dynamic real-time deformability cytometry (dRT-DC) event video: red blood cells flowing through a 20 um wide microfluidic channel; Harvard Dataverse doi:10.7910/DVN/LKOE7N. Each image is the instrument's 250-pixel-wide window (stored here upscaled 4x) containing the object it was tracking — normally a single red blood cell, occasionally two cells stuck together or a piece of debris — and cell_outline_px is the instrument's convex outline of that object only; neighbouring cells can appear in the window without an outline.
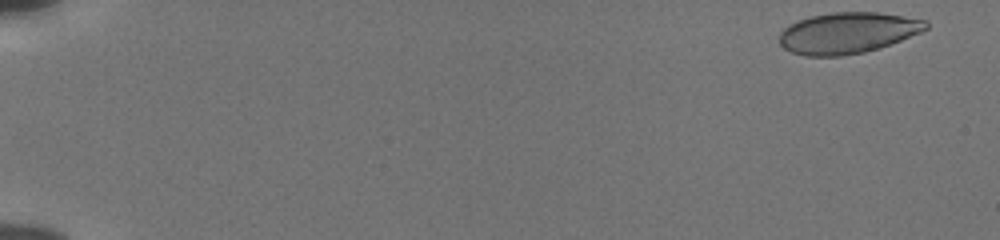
{"species": "human", "species_latin": "Homo sapiens", "temperature_condition": "cold", "stored_images_in_passage": 54, "camera_frame_rate_fps": 3000, "um_per_image_px": 0.085, "donor": {"sex": "male"}, "frame": {"image": 1, "passage_image": 2, "time_ms": 0.333, "image_size_px": [1000, 240], "cell_outline_px": [[928, 28], [920, 32], [880, 48], [864, 52], [840, 56], [804, 56], [792, 52], [784, 48], [780, 44], [780, 32], [784, 28], [800, 20], [812, 16], [832, 12], [876, 12], [928, 20]], "centroid_in_image_um": [72.06, 2.8], "position_along_channel_um": 12.9, "area_um2": 34.85}}
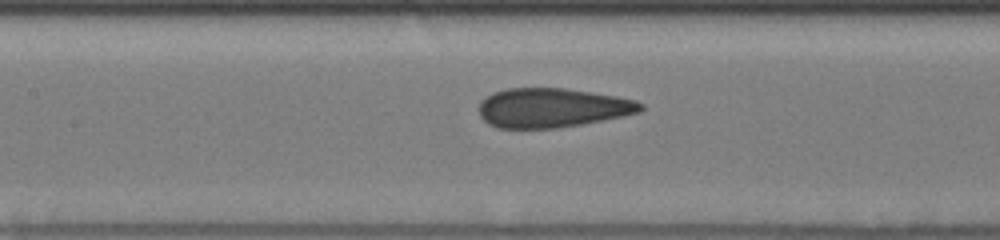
{"frame": {"image": 2, "passage_image": 27, "time_ms": 8.667, "image_size_px": [1000, 240], "cell_outline_px": [[644, 108], [640, 112], [624, 116], [580, 124], [556, 128], [496, 128], [488, 124], [480, 116], [480, 100], [492, 92], [508, 88], [564, 88], [592, 92], [616, 96], [636, 100], [644, 104]], "centroid_in_image_um": [46.93, 9.16], "position_along_channel_um": 160.5, "area_um2": 37.17}}
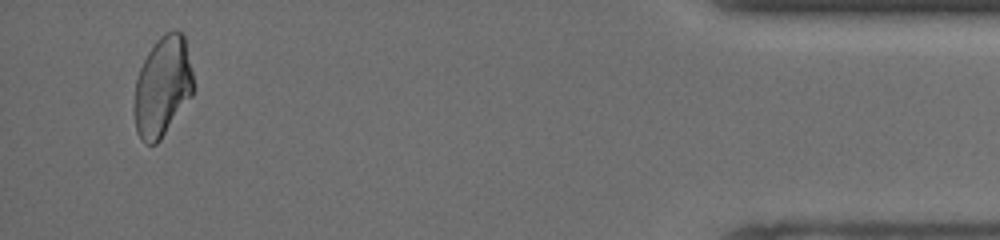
{"frame": {"image": 3, "passage_image": 52, "time_ms": 17.0, "image_size_px": [1000, 240], "cell_outline_px": [[192, 96], [160, 140], [156, 144], [144, 144], [140, 140], [136, 132], [132, 108], [136, 80], [140, 68], [148, 52], [156, 40], [164, 32], [184, 32], [192, 72]], "centroid_in_image_um": [13.78, 7.4], "position_along_channel_um": 421.4, "area_um2": 34.68}, "authors_computed_cell_mechanics": {"area_um2": 36.8764, "velocity_mm_per_s": 3.8563, "shape_relaxation_time_tau1_ms": null, "shape_relaxation_time_tau2_ms": 0.978, "deformation_change_tau1": null, "deformation_change_tau2": 0.0806}}